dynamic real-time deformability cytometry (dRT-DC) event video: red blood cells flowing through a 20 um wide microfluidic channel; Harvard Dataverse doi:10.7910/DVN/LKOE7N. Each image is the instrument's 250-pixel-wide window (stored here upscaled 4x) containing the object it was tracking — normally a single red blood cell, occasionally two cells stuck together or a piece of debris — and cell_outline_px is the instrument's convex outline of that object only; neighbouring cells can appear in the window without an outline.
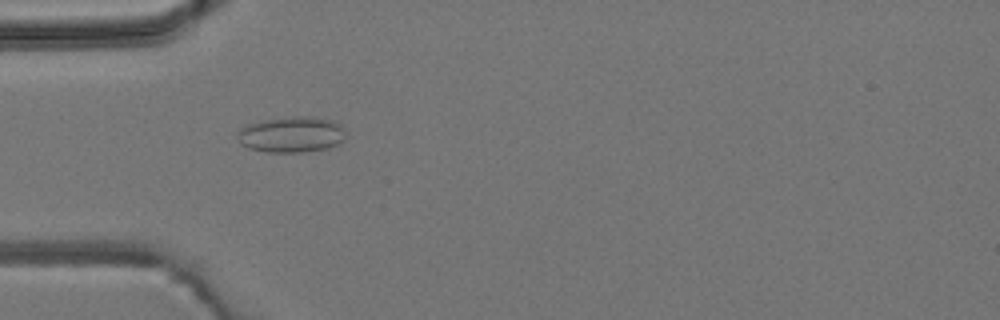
{"species": "common noctule bat (a hibernating species)", "species_latin": "Nyctalus noctula", "temperature_condition": "room temperature", "stored_images_in_passage": 4, "camera_frame_rate_fps": 3000, "um_per_image_px": 0.085, "animal": {"sex": "male", "body_mass_g": 19.2, "forearm_length_mm": 51.8}, "frame": {"image": 1, "passage_image": 4, "time_ms": 4.333, "image_size_px": [1000, 320], "cell_outline_px": [[344, 140], [328, 148], [300, 152], [264, 152], [248, 148], [240, 144], [236, 136], [236, 132], [240, 128], [248, 124], [260, 120], [292, 116], [304, 116], [332, 120], [340, 124], [344, 128]], "centroid_in_image_um": [24.72, 11.43], "position_along_channel_um": 60.3, "area_um2": 22.83}}